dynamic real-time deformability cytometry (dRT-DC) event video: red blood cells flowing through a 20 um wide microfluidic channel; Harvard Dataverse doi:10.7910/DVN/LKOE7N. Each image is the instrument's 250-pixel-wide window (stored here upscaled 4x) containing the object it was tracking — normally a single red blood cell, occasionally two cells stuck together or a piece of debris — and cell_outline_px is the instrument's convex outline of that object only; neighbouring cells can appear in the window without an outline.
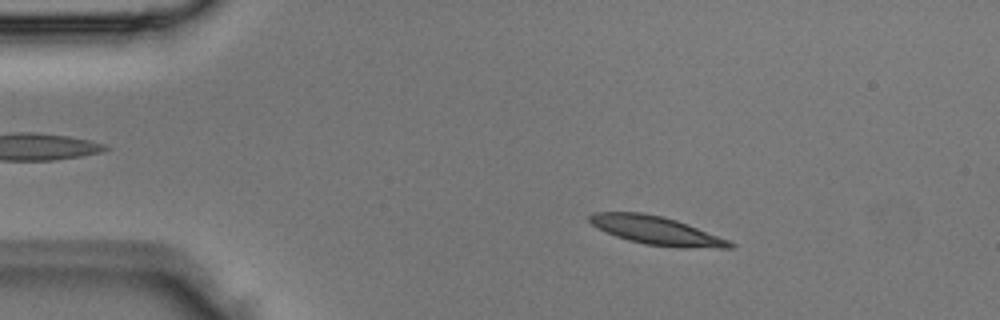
{"species": "Egyptian fruit bat (a non-hibernating species)", "species_latin": "Rousettus aegyptiacus", "temperature_condition": "room temperature", "stored_images_in_passage": 2, "camera_frame_rate_fps": 3000, "um_per_image_px": 0.085, "animal": {"sex": "male"}, "frame": {"image": 1, "passage_image": 1, "time_ms": 0.0, "image_size_px": [1000, 320], "cell_outline_px": [[736, 244], [732, 248], [688, 248], [644, 244], [628, 240], [616, 236], [592, 224], [588, 220], [588, 216], [592, 212], [640, 212], [660, 216], [676, 220], [688, 224], [728, 240]], "centroid_in_image_um": [55.8, 19.59], "position_along_channel_um": 29.2, "area_um2": 22.95}}